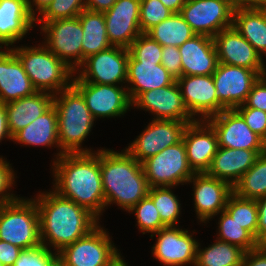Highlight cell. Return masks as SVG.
<instances>
[{"label":"cell","instance_id":"10","mask_svg":"<svg viewBox=\"0 0 266 266\" xmlns=\"http://www.w3.org/2000/svg\"><path fill=\"white\" fill-rule=\"evenodd\" d=\"M40 28L47 34L43 44L74 72L78 71L82 65L84 36L79 17L53 20Z\"/></svg>","mask_w":266,"mask_h":266},{"label":"cell","instance_id":"25","mask_svg":"<svg viewBox=\"0 0 266 266\" xmlns=\"http://www.w3.org/2000/svg\"><path fill=\"white\" fill-rule=\"evenodd\" d=\"M265 151L219 147L206 174L224 180L233 187Z\"/></svg>","mask_w":266,"mask_h":266},{"label":"cell","instance_id":"42","mask_svg":"<svg viewBox=\"0 0 266 266\" xmlns=\"http://www.w3.org/2000/svg\"><path fill=\"white\" fill-rule=\"evenodd\" d=\"M57 252L40 245L36 248L22 249L13 266H48Z\"/></svg>","mask_w":266,"mask_h":266},{"label":"cell","instance_id":"3","mask_svg":"<svg viewBox=\"0 0 266 266\" xmlns=\"http://www.w3.org/2000/svg\"><path fill=\"white\" fill-rule=\"evenodd\" d=\"M100 170L105 207L116 203L125 211L149 194V183L143 166L126 150L100 149Z\"/></svg>","mask_w":266,"mask_h":266},{"label":"cell","instance_id":"4","mask_svg":"<svg viewBox=\"0 0 266 266\" xmlns=\"http://www.w3.org/2000/svg\"><path fill=\"white\" fill-rule=\"evenodd\" d=\"M53 105L58 117V141L61 148L56 159L63 154L93 153L91 149L81 147L95 121L82 94L71 85L54 94Z\"/></svg>","mask_w":266,"mask_h":266},{"label":"cell","instance_id":"43","mask_svg":"<svg viewBox=\"0 0 266 266\" xmlns=\"http://www.w3.org/2000/svg\"><path fill=\"white\" fill-rule=\"evenodd\" d=\"M235 110L248 127L266 142V112L250 107H237Z\"/></svg>","mask_w":266,"mask_h":266},{"label":"cell","instance_id":"54","mask_svg":"<svg viewBox=\"0 0 266 266\" xmlns=\"http://www.w3.org/2000/svg\"><path fill=\"white\" fill-rule=\"evenodd\" d=\"M173 13H180L186 0H160Z\"/></svg>","mask_w":266,"mask_h":266},{"label":"cell","instance_id":"50","mask_svg":"<svg viewBox=\"0 0 266 266\" xmlns=\"http://www.w3.org/2000/svg\"><path fill=\"white\" fill-rule=\"evenodd\" d=\"M86 9L94 12H105L109 10L117 0H85Z\"/></svg>","mask_w":266,"mask_h":266},{"label":"cell","instance_id":"6","mask_svg":"<svg viewBox=\"0 0 266 266\" xmlns=\"http://www.w3.org/2000/svg\"><path fill=\"white\" fill-rule=\"evenodd\" d=\"M0 240L21 249L41 245L38 207L33 198L21 197L0 206Z\"/></svg>","mask_w":266,"mask_h":266},{"label":"cell","instance_id":"49","mask_svg":"<svg viewBox=\"0 0 266 266\" xmlns=\"http://www.w3.org/2000/svg\"><path fill=\"white\" fill-rule=\"evenodd\" d=\"M258 225H257V241L266 234V196L257 199Z\"/></svg>","mask_w":266,"mask_h":266},{"label":"cell","instance_id":"51","mask_svg":"<svg viewBox=\"0 0 266 266\" xmlns=\"http://www.w3.org/2000/svg\"><path fill=\"white\" fill-rule=\"evenodd\" d=\"M52 1L53 0H27L29 14L34 19H36L35 10H37L39 12V15H41L47 9V7L50 5ZM34 6L35 10L33 9Z\"/></svg>","mask_w":266,"mask_h":266},{"label":"cell","instance_id":"1","mask_svg":"<svg viewBox=\"0 0 266 266\" xmlns=\"http://www.w3.org/2000/svg\"><path fill=\"white\" fill-rule=\"evenodd\" d=\"M97 151L63 154L54 160L53 191L85 207L99 219L105 208V197L100 170V150Z\"/></svg>","mask_w":266,"mask_h":266},{"label":"cell","instance_id":"12","mask_svg":"<svg viewBox=\"0 0 266 266\" xmlns=\"http://www.w3.org/2000/svg\"><path fill=\"white\" fill-rule=\"evenodd\" d=\"M265 74L266 71L218 63L212 76L219 103L226 110L243 105L254 83Z\"/></svg>","mask_w":266,"mask_h":266},{"label":"cell","instance_id":"45","mask_svg":"<svg viewBox=\"0 0 266 266\" xmlns=\"http://www.w3.org/2000/svg\"><path fill=\"white\" fill-rule=\"evenodd\" d=\"M238 107H250L266 112V74L259 77L250 90L245 103Z\"/></svg>","mask_w":266,"mask_h":266},{"label":"cell","instance_id":"15","mask_svg":"<svg viewBox=\"0 0 266 266\" xmlns=\"http://www.w3.org/2000/svg\"><path fill=\"white\" fill-rule=\"evenodd\" d=\"M132 106L150 111L155 118L153 120H176L181 122H193L198 120L188 111L180 87L175 81L173 84L148 90L141 93Z\"/></svg>","mask_w":266,"mask_h":266},{"label":"cell","instance_id":"21","mask_svg":"<svg viewBox=\"0 0 266 266\" xmlns=\"http://www.w3.org/2000/svg\"><path fill=\"white\" fill-rule=\"evenodd\" d=\"M213 40L218 63L266 71L263 57L233 26L220 31Z\"/></svg>","mask_w":266,"mask_h":266},{"label":"cell","instance_id":"40","mask_svg":"<svg viewBox=\"0 0 266 266\" xmlns=\"http://www.w3.org/2000/svg\"><path fill=\"white\" fill-rule=\"evenodd\" d=\"M139 13L142 33H146L173 14L160 0H140Z\"/></svg>","mask_w":266,"mask_h":266},{"label":"cell","instance_id":"47","mask_svg":"<svg viewBox=\"0 0 266 266\" xmlns=\"http://www.w3.org/2000/svg\"><path fill=\"white\" fill-rule=\"evenodd\" d=\"M21 251L18 246L0 240V261L4 266H13Z\"/></svg>","mask_w":266,"mask_h":266},{"label":"cell","instance_id":"2","mask_svg":"<svg viewBox=\"0 0 266 266\" xmlns=\"http://www.w3.org/2000/svg\"><path fill=\"white\" fill-rule=\"evenodd\" d=\"M37 196L34 200L38 207L41 244L47 248L51 245L57 253L99 224V219L88 209L55 191Z\"/></svg>","mask_w":266,"mask_h":266},{"label":"cell","instance_id":"22","mask_svg":"<svg viewBox=\"0 0 266 266\" xmlns=\"http://www.w3.org/2000/svg\"><path fill=\"white\" fill-rule=\"evenodd\" d=\"M190 182H193L194 208L200 222L206 223L225 210L228 197L233 193L228 182L206 173H195L188 181Z\"/></svg>","mask_w":266,"mask_h":266},{"label":"cell","instance_id":"26","mask_svg":"<svg viewBox=\"0 0 266 266\" xmlns=\"http://www.w3.org/2000/svg\"><path fill=\"white\" fill-rule=\"evenodd\" d=\"M175 81L161 63L139 62L129 53L126 83L131 84V87L127 85V90L132 102L143 92L169 86Z\"/></svg>","mask_w":266,"mask_h":266},{"label":"cell","instance_id":"32","mask_svg":"<svg viewBox=\"0 0 266 266\" xmlns=\"http://www.w3.org/2000/svg\"><path fill=\"white\" fill-rule=\"evenodd\" d=\"M145 34L157 41L162 47H179L196 35L180 13H173L166 20L149 29Z\"/></svg>","mask_w":266,"mask_h":266},{"label":"cell","instance_id":"13","mask_svg":"<svg viewBox=\"0 0 266 266\" xmlns=\"http://www.w3.org/2000/svg\"><path fill=\"white\" fill-rule=\"evenodd\" d=\"M72 85L84 97L94 119L120 117L132 106L126 85L119 87V85L94 84L84 82L78 76L72 79Z\"/></svg>","mask_w":266,"mask_h":266},{"label":"cell","instance_id":"48","mask_svg":"<svg viewBox=\"0 0 266 266\" xmlns=\"http://www.w3.org/2000/svg\"><path fill=\"white\" fill-rule=\"evenodd\" d=\"M244 266H266V252L259 247L245 252L243 258Z\"/></svg>","mask_w":266,"mask_h":266},{"label":"cell","instance_id":"37","mask_svg":"<svg viewBox=\"0 0 266 266\" xmlns=\"http://www.w3.org/2000/svg\"><path fill=\"white\" fill-rule=\"evenodd\" d=\"M171 187H150L148 196L157 208L161 222L166 226H176L180 215V202Z\"/></svg>","mask_w":266,"mask_h":266},{"label":"cell","instance_id":"52","mask_svg":"<svg viewBox=\"0 0 266 266\" xmlns=\"http://www.w3.org/2000/svg\"><path fill=\"white\" fill-rule=\"evenodd\" d=\"M3 138H8L12 140V135L10 134L8 128L5 104L0 103V142Z\"/></svg>","mask_w":266,"mask_h":266},{"label":"cell","instance_id":"33","mask_svg":"<svg viewBox=\"0 0 266 266\" xmlns=\"http://www.w3.org/2000/svg\"><path fill=\"white\" fill-rule=\"evenodd\" d=\"M199 245L195 266H239L243 263L245 251L238 246L218 239L205 249Z\"/></svg>","mask_w":266,"mask_h":266},{"label":"cell","instance_id":"41","mask_svg":"<svg viewBox=\"0 0 266 266\" xmlns=\"http://www.w3.org/2000/svg\"><path fill=\"white\" fill-rule=\"evenodd\" d=\"M128 49L139 62L161 63L163 47L145 33H141Z\"/></svg>","mask_w":266,"mask_h":266},{"label":"cell","instance_id":"56","mask_svg":"<svg viewBox=\"0 0 266 266\" xmlns=\"http://www.w3.org/2000/svg\"><path fill=\"white\" fill-rule=\"evenodd\" d=\"M258 247L266 252V234L258 241Z\"/></svg>","mask_w":266,"mask_h":266},{"label":"cell","instance_id":"55","mask_svg":"<svg viewBox=\"0 0 266 266\" xmlns=\"http://www.w3.org/2000/svg\"><path fill=\"white\" fill-rule=\"evenodd\" d=\"M48 266H66L58 255L49 263Z\"/></svg>","mask_w":266,"mask_h":266},{"label":"cell","instance_id":"57","mask_svg":"<svg viewBox=\"0 0 266 266\" xmlns=\"http://www.w3.org/2000/svg\"><path fill=\"white\" fill-rule=\"evenodd\" d=\"M115 266H128L127 263L122 258Z\"/></svg>","mask_w":266,"mask_h":266},{"label":"cell","instance_id":"5","mask_svg":"<svg viewBox=\"0 0 266 266\" xmlns=\"http://www.w3.org/2000/svg\"><path fill=\"white\" fill-rule=\"evenodd\" d=\"M37 91L54 94L72 85L75 73L45 45L10 48Z\"/></svg>","mask_w":266,"mask_h":266},{"label":"cell","instance_id":"19","mask_svg":"<svg viewBox=\"0 0 266 266\" xmlns=\"http://www.w3.org/2000/svg\"><path fill=\"white\" fill-rule=\"evenodd\" d=\"M140 0H117L104 12L107 37L112 46L129 48L142 33Z\"/></svg>","mask_w":266,"mask_h":266},{"label":"cell","instance_id":"34","mask_svg":"<svg viewBox=\"0 0 266 266\" xmlns=\"http://www.w3.org/2000/svg\"><path fill=\"white\" fill-rule=\"evenodd\" d=\"M232 188L235 195L245 199L257 200L266 196V151Z\"/></svg>","mask_w":266,"mask_h":266},{"label":"cell","instance_id":"24","mask_svg":"<svg viewBox=\"0 0 266 266\" xmlns=\"http://www.w3.org/2000/svg\"><path fill=\"white\" fill-rule=\"evenodd\" d=\"M5 49L0 52V103L3 104L37 91L14 52L9 47Z\"/></svg>","mask_w":266,"mask_h":266},{"label":"cell","instance_id":"18","mask_svg":"<svg viewBox=\"0 0 266 266\" xmlns=\"http://www.w3.org/2000/svg\"><path fill=\"white\" fill-rule=\"evenodd\" d=\"M177 83L189 113L201 117V120L226 110L218 101L212 75L181 76Z\"/></svg>","mask_w":266,"mask_h":266},{"label":"cell","instance_id":"9","mask_svg":"<svg viewBox=\"0 0 266 266\" xmlns=\"http://www.w3.org/2000/svg\"><path fill=\"white\" fill-rule=\"evenodd\" d=\"M234 0H186L180 14L196 35L214 37L233 26Z\"/></svg>","mask_w":266,"mask_h":266},{"label":"cell","instance_id":"16","mask_svg":"<svg viewBox=\"0 0 266 266\" xmlns=\"http://www.w3.org/2000/svg\"><path fill=\"white\" fill-rule=\"evenodd\" d=\"M158 236L156 244L152 247L155 259L166 266H195L198 241L192 238L188 230L169 226L151 234V238Z\"/></svg>","mask_w":266,"mask_h":266},{"label":"cell","instance_id":"30","mask_svg":"<svg viewBox=\"0 0 266 266\" xmlns=\"http://www.w3.org/2000/svg\"><path fill=\"white\" fill-rule=\"evenodd\" d=\"M233 27L263 57L266 56V9L235 6Z\"/></svg>","mask_w":266,"mask_h":266},{"label":"cell","instance_id":"14","mask_svg":"<svg viewBox=\"0 0 266 266\" xmlns=\"http://www.w3.org/2000/svg\"><path fill=\"white\" fill-rule=\"evenodd\" d=\"M191 122L176 120H152L145 130L126 148V151L141 164L173 146L183 139L187 125Z\"/></svg>","mask_w":266,"mask_h":266},{"label":"cell","instance_id":"8","mask_svg":"<svg viewBox=\"0 0 266 266\" xmlns=\"http://www.w3.org/2000/svg\"><path fill=\"white\" fill-rule=\"evenodd\" d=\"M150 187H174L188 183L195 172L189 165L183 140L142 163Z\"/></svg>","mask_w":266,"mask_h":266},{"label":"cell","instance_id":"11","mask_svg":"<svg viewBox=\"0 0 266 266\" xmlns=\"http://www.w3.org/2000/svg\"><path fill=\"white\" fill-rule=\"evenodd\" d=\"M128 59V48L111 46L86 58L79 67L82 71L79 69L78 77L84 82L94 84H125Z\"/></svg>","mask_w":266,"mask_h":266},{"label":"cell","instance_id":"53","mask_svg":"<svg viewBox=\"0 0 266 266\" xmlns=\"http://www.w3.org/2000/svg\"><path fill=\"white\" fill-rule=\"evenodd\" d=\"M234 4L241 8L266 9V0H234Z\"/></svg>","mask_w":266,"mask_h":266},{"label":"cell","instance_id":"29","mask_svg":"<svg viewBox=\"0 0 266 266\" xmlns=\"http://www.w3.org/2000/svg\"><path fill=\"white\" fill-rule=\"evenodd\" d=\"M31 146H47L60 148L58 141V117L52 105L46 112L37 117L25 128L12 136V141Z\"/></svg>","mask_w":266,"mask_h":266},{"label":"cell","instance_id":"35","mask_svg":"<svg viewBox=\"0 0 266 266\" xmlns=\"http://www.w3.org/2000/svg\"><path fill=\"white\" fill-rule=\"evenodd\" d=\"M225 211L257 240L258 210L256 200L241 198L232 193L228 197Z\"/></svg>","mask_w":266,"mask_h":266},{"label":"cell","instance_id":"39","mask_svg":"<svg viewBox=\"0 0 266 266\" xmlns=\"http://www.w3.org/2000/svg\"><path fill=\"white\" fill-rule=\"evenodd\" d=\"M84 9H86L85 0H53L47 9L36 18L38 23L50 22L57 19L77 17Z\"/></svg>","mask_w":266,"mask_h":266},{"label":"cell","instance_id":"7","mask_svg":"<svg viewBox=\"0 0 266 266\" xmlns=\"http://www.w3.org/2000/svg\"><path fill=\"white\" fill-rule=\"evenodd\" d=\"M108 234L98 224L57 255L66 266H115L122 258Z\"/></svg>","mask_w":266,"mask_h":266},{"label":"cell","instance_id":"36","mask_svg":"<svg viewBox=\"0 0 266 266\" xmlns=\"http://www.w3.org/2000/svg\"><path fill=\"white\" fill-rule=\"evenodd\" d=\"M220 213L218 240L238 246L245 252L258 247V241L246 229L242 228L241 225L233 220L225 210Z\"/></svg>","mask_w":266,"mask_h":266},{"label":"cell","instance_id":"44","mask_svg":"<svg viewBox=\"0 0 266 266\" xmlns=\"http://www.w3.org/2000/svg\"><path fill=\"white\" fill-rule=\"evenodd\" d=\"M6 159L0 157V206L17 200L20 197L13 195L8 190L15 182L14 171Z\"/></svg>","mask_w":266,"mask_h":266},{"label":"cell","instance_id":"23","mask_svg":"<svg viewBox=\"0 0 266 266\" xmlns=\"http://www.w3.org/2000/svg\"><path fill=\"white\" fill-rule=\"evenodd\" d=\"M181 55L182 76L213 75L218 64L212 37L194 35L178 47Z\"/></svg>","mask_w":266,"mask_h":266},{"label":"cell","instance_id":"20","mask_svg":"<svg viewBox=\"0 0 266 266\" xmlns=\"http://www.w3.org/2000/svg\"><path fill=\"white\" fill-rule=\"evenodd\" d=\"M182 140L192 170L206 173L219 149L218 137L212 125L199 118L187 125Z\"/></svg>","mask_w":266,"mask_h":266},{"label":"cell","instance_id":"27","mask_svg":"<svg viewBox=\"0 0 266 266\" xmlns=\"http://www.w3.org/2000/svg\"><path fill=\"white\" fill-rule=\"evenodd\" d=\"M35 22L29 14L27 0H0V48L22 40Z\"/></svg>","mask_w":266,"mask_h":266},{"label":"cell","instance_id":"28","mask_svg":"<svg viewBox=\"0 0 266 266\" xmlns=\"http://www.w3.org/2000/svg\"><path fill=\"white\" fill-rule=\"evenodd\" d=\"M54 95L36 91L33 95L5 104L8 128L13 136L25 128L53 105Z\"/></svg>","mask_w":266,"mask_h":266},{"label":"cell","instance_id":"46","mask_svg":"<svg viewBox=\"0 0 266 266\" xmlns=\"http://www.w3.org/2000/svg\"><path fill=\"white\" fill-rule=\"evenodd\" d=\"M161 64L176 80L182 76L181 55L178 47L164 46L161 55Z\"/></svg>","mask_w":266,"mask_h":266},{"label":"cell","instance_id":"31","mask_svg":"<svg viewBox=\"0 0 266 266\" xmlns=\"http://www.w3.org/2000/svg\"><path fill=\"white\" fill-rule=\"evenodd\" d=\"M83 28L82 63L86 58L111 47L107 37L104 12L84 9L79 15Z\"/></svg>","mask_w":266,"mask_h":266},{"label":"cell","instance_id":"17","mask_svg":"<svg viewBox=\"0 0 266 266\" xmlns=\"http://www.w3.org/2000/svg\"><path fill=\"white\" fill-rule=\"evenodd\" d=\"M207 121L216 131L219 147L266 150V142L248 127L235 109L223 110Z\"/></svg>","mask_w":266,"mask_h":266},{"label":"cell","instance_id":"38","mask_svg":"<svg viewBox=\"0 0 266 266\" xmlns=\"http://www.w3.org/2000/svg\"><path fill=\"white\" fill-rule=\"evenodd\" d=\"M128 212H135L139 230L145 233H155L160 229L166 227L162 222L157 208L153 200L146 196L141 199L133 208Z\"/></svg>","mask_w":266,"mask_h":266}]
</instances>
